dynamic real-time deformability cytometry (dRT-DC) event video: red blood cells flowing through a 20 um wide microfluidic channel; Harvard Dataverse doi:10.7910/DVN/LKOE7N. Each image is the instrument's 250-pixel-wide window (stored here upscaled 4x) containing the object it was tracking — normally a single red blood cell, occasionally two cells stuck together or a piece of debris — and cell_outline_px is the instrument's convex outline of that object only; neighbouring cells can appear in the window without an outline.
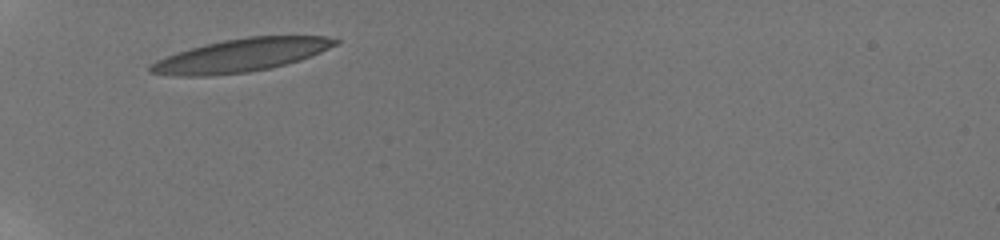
{"species": "human", "species_latin": "Homo sapiens", "temperature_condition": "room temperature", "stored_images_in_passage": 10, "camera_frame_rate_fps": 3000, "um_per_image_px": 0.085, "donor": {"sex": "male"}, "frame": {"image": 1, "passage_image": 1, "time_ms": 0.0, "image_size_px": [1000, 240], "cell_outline_px": [[340, 44], [312, 56], [300, 60], [272, 68], [248, 72], [208, 76], [176, 76], [148, 72], [148, 68], [156, 60], [204, 44], [224, 40], [248, 36], [324, 36], [340, 40]], "centroid_in_image_um": [20.55, 4.7], "position_along_channel_um": 64.5, "area_um2": 35.6}}
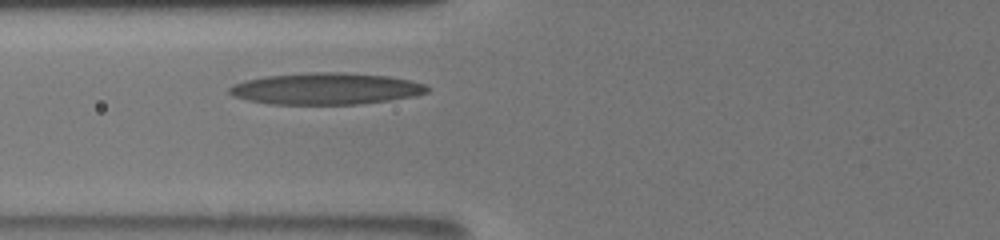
{"frame": {"image": 2, "passage_image": 8, "time_ms": 1.333, "image_size_px": [1000, 240], "cell_outline_px": [[428, 92], [412, 96], [388, 100], [356, 104], [268, 104], [248, 100], [232, 96], [228, 92], [228, 88], [232, 84], [244, 80], [264, 76], [320, 72], [340, 72], [388, 76], [412, 80], [424, 84], [428, 88]], "centroid_in_image_um": [27.65, 7.54], "position_along_channel_um": 98.2, "area_um2": 36.36}}